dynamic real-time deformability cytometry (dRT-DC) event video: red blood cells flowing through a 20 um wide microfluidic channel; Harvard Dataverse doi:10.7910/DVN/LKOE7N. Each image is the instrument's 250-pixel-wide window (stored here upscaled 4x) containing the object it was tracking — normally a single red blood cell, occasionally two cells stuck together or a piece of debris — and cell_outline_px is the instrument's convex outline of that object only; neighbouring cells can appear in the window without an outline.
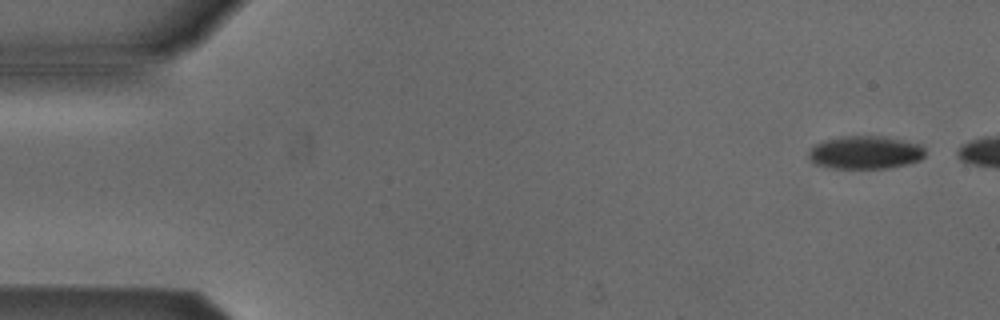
{"species": "Egyptian fruit bat (a non-hibernating species)", "species_latin": "Rousettus aegyptiacus", "temperature_condition": "cold", "stored_images_in_passage": 4, "camera_frame_rate_fps": 3000, "um_per_image_px": 0.085, "animal": {"sex": "male"}, "frame": {"image": 1, "passage_image": 1, "time_ms": 0.0, "image_size_px": [1000, 320], "cell_outline_px": [[924, 156], [920, 160], [904, 164], [884, 168], [832, 168], [812, 164], [808, 160], [808, 152], [816, 144], [824, 140], [844, 136], [884, 136], [920, 144], [924, 148]], "centroid_in_image_um": [73.5, 12.96], "position_along_channel_um": 11.5, "area_um2": 22.43}}